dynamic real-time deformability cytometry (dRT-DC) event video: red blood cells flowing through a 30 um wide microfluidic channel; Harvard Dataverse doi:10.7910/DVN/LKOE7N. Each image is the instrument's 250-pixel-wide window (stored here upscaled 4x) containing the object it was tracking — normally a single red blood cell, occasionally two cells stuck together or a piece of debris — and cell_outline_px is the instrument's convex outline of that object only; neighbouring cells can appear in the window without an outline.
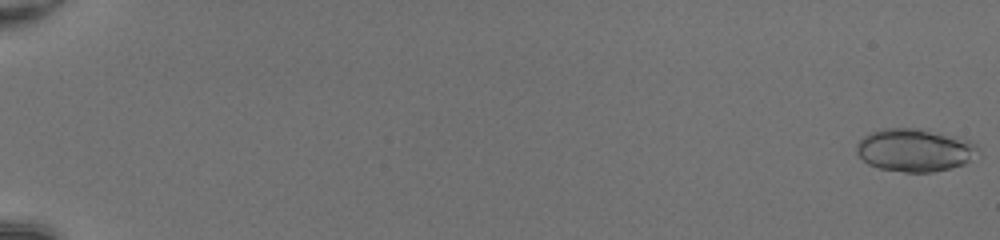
{"species": "common noctule bat (a hibernating species)", "species_latin": "Nyctalus noctula", "temperature_condition": "room temperature", "stored_images_in_passage": 52, "segment_of_instrument_passage": [1, 2], "camera_frame_rate_fps": 3000, "um_per_image_px": 0.085, "animal": {"sex": "female", "body_mass_g": 20.0, "forearm_length_mm": 54.0}, "frame": {"image": 1, "passage_image": 1, "time_ms": 0.0, "image_size_px": [1000, 240], "cell_outline_px": [[980, 156], [964, 164], [932, 172], [904, 172], [880, 168], [868, 164], [856, 152], [856, 144], [864, 136], [880, 128], [920, 128], [956, 136], [968, 140], [976, 144], [980, 148]], "centroid_in_image_um": [77.8, 12.75], "position_along_channel_um": 7.2, "area_um2": 30.63}}
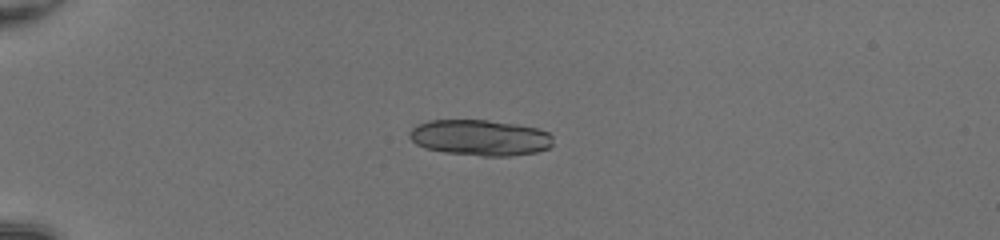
{"frame": {"image": 2, "passage_image": 16, "time_ms": 5.0, "image_size_px": [1000, 240], "cell_outline_px": [[552, 144], [548, 148], [536, 152], [512, 156], [484, 156], [444, 152], [424, 148], [416, 144], [408, 136], [408, 132], [416, 124], [428, 120], [488, 120], [516, 124], [536, 128], [548, 132], [552, 136]], "centroid_in_image_um": [40.77, 11.7], "position_along_channel_um": 44.2, "area_um2": 30.17}}